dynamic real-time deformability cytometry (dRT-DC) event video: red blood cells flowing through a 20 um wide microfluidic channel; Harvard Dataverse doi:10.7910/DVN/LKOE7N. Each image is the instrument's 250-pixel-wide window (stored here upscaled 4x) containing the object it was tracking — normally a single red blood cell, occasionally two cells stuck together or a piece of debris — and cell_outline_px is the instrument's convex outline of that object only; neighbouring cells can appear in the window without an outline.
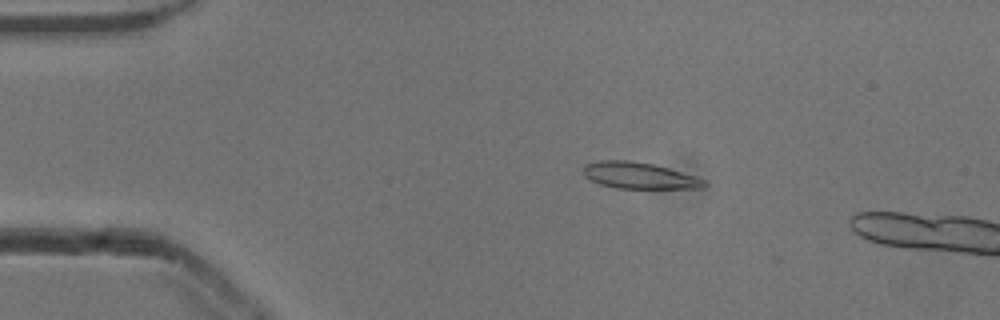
{"species": "common noctule bat (a hibernating species)", "species_latin": "Nyctalus noctula", "temperature_condition": "cold", "stored_images_in_passage": 13, "camera_frame_rate_fps": 3000, "um_per_image_px": 0.085, "animal": {"sex": "male", "body_mass_g": 13.3}, "frame": {"image": 1, "passage_image": 10, "time_ms": 3.0, "image_size_px": [1000, 320], "cell_outline_px": [[708, 184], [704, 188], [616, 188], [600, 184], [584, 176], [584, 164], [600, 160], [628, 160], [652, 164], [668, 168], [696, 176], [708, 180]], "centroid_in_image_um": [54.37, 14.92], "position_along_channel_um": 30.6, "area_um2": 18.61}}